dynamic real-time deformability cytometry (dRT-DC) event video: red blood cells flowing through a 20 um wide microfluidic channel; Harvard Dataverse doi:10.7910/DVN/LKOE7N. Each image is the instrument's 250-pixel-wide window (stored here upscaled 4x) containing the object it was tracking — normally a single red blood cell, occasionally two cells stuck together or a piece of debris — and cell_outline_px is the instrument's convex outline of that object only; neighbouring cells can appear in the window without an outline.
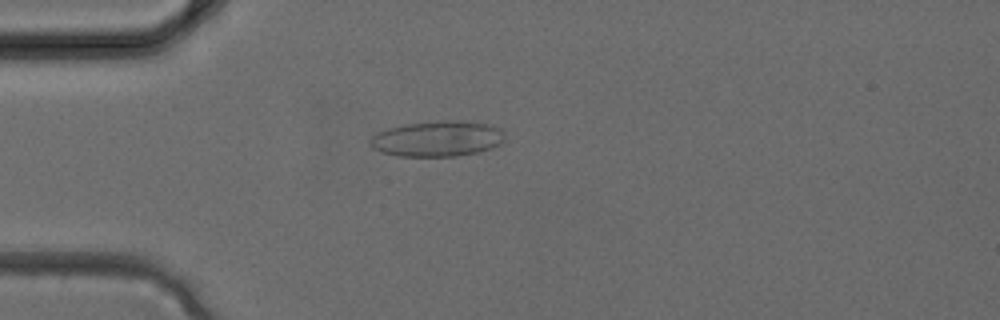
{"species": "common noctule bat (a hibernating species)", "species_latin": "Nyctalus noctula", "temperature_condition": "cold", "stored_images_in_passage": 2, "camera_frame_rate_fps": 3000, "um_per_image_px": 0.085, "animal": {"sex": "female", "body_mass_g": 24.6, "forearm_length_mm": 56.2}, "frame": {"image": 1, "passage_image": 2, "time_ms": 0.333, "image_size_px": [1000, 320], "cell_outline_px": [[504, 140], [500, 144], [492, 148], [476, 152], [456, 156], [400, 156], [380, 152], [372, 148], [368, 144], [368, 140], [372, 136], [388, 128], [404, 124], [436, 120], [460, 120], [488, 124], [500, 128], [504, 136]], "centroid_in_image_um": [37.15, 11.78], "position_along_channel_um": 47.8, "area_um2": 28.15}}